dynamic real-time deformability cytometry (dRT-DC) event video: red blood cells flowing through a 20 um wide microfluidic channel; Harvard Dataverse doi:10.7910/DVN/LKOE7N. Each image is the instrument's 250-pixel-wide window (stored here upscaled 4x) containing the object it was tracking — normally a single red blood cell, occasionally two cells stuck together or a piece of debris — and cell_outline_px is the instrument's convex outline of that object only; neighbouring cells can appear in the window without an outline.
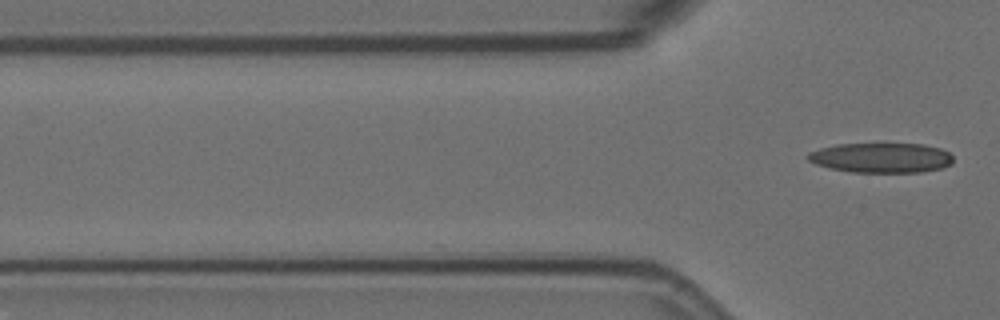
{"species": "Egyptian fruit bat (a non-hibernating species)", "species_latin": "Rousettus aegyptiacus", "temperature_condition": "room temperature", "stored_images_in_passage": 2, "camera_frame_rate_fps": 3000, "um_per_image_px": 0.085, "animal": {"sex": "female"}, "frame": {"image": 1, "passage_image": 2, "time_ms": 0.333, "image_size_px": [1000, 320], "cell_outline_px": [[952, 164], [944, 168], [920, 172], [852, 172], [832, 168], [816, 164], [808, 160], [804, 156], [808, 152], [820, 148], [836, 144], [924, 144], [940, 148], [948, 152], [952, 156]], "centroid_in_image_um": [74.9, 13.41], "position_along_channel_um": 50.9, "area_um2": 25.37}}